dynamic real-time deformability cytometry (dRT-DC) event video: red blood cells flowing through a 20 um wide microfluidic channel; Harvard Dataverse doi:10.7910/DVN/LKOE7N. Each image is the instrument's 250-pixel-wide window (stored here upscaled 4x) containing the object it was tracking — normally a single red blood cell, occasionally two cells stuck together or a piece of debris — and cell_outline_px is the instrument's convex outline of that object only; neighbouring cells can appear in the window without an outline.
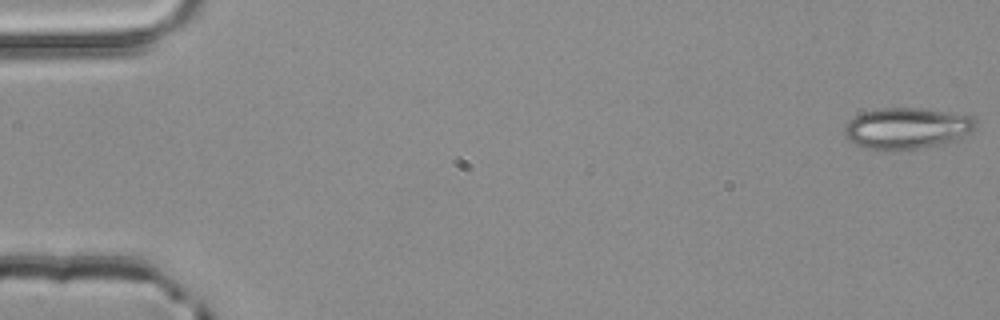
{"species": "common noctule bat (a hibernating species)", "species_latin": "Nyctalus noctula", "temperature_condition": "room temperature", "stored_images_in_passage": 4, "camera_frame_rate_fps": 3000, "um_per_image_px": 0.085, "animal": {"sex": "male", "body_mass_g": 20.4}, "frame": {"image": 1, "passage_image": 1, "time_ms": 0.0, "image_size_px": [1000, 320], "cell_outline_px": [[976, 128], [972, 132], [952, 140], [916, 148], [884, 152], [868, 148], [856, 144], [848, 140], [844, 136], [844, 128], [848, 120], [864, 112], [880, 108], [920, 108], [972, 116], [976, 120]], "centroid_in_image_um": [77.03, 10.9], "position_along_channel_um": 8.0, "area_um2": 31.33}}